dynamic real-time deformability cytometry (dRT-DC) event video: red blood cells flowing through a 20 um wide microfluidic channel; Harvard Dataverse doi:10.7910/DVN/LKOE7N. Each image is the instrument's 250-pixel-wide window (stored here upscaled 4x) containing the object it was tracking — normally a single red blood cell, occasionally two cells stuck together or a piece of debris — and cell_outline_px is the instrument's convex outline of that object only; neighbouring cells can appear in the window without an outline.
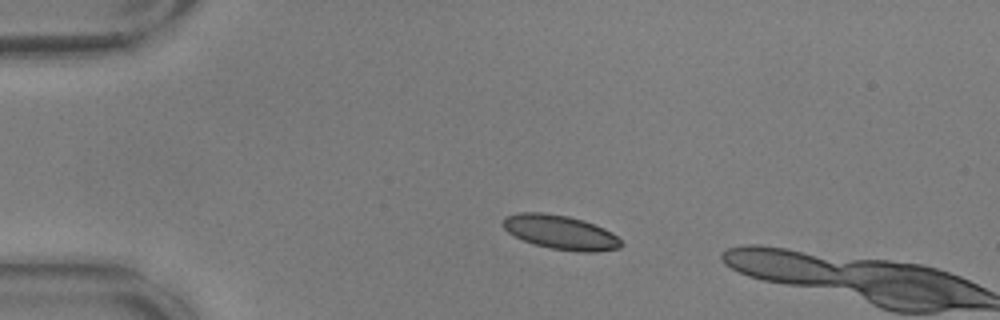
{"species": "common noctule bat (a hibernating species)", "species_latin": "Nyctalus noctula", "temperature_condition": "warm", "stored_images_in_passage": 3, "camera_frame_rate_fps": 3000, "um_per_image_px": 0.085, "animal": {"sex": "male", "body_mass_g": 17.9, "forearm_length_mm": 54.2}, "frame": {"image": 1, "passage_image": 1, "time_ms": 0.0, "image_size_px": [1000, 320], "cell_outline_px": [[624, 244], [620, 248], [596, 252], [576, 252], [552, 248], [536, 244], [524, 240], [508, 232], [504, 228], [504, 216], [520, 212], [544, 212], [568, 216], [584, 220], [604, 228], [612, 232]], "centroid_in_image_um": [47.68, 19.74], "position_along_channel_um": 37.3, "area_um2": 23.47}}